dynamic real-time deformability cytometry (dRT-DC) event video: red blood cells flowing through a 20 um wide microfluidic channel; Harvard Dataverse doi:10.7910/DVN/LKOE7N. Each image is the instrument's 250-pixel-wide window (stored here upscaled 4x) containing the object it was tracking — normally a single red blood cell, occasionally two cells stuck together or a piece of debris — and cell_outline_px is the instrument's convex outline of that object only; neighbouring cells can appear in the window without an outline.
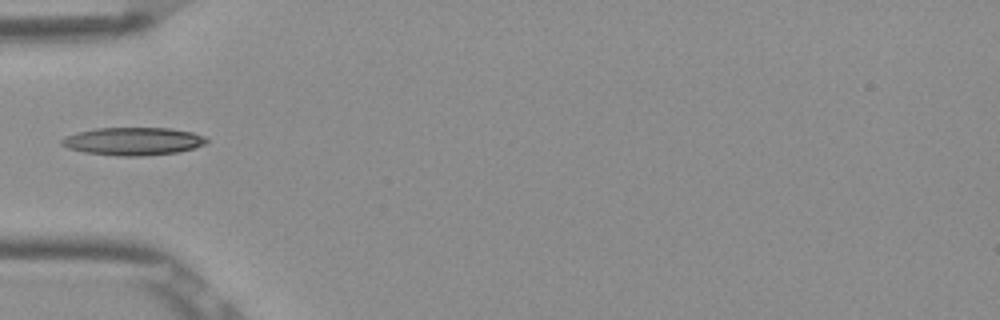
{"species": "Egyptian fruit bat (a non-hibernating species)", "species_latin": "Rousettus aegyptiacus", "temperature_condition": "room temperature", "stored_images_in_passage": 36, "camera_frame_rate_fps": 3000, "um_per_image_px": 0.085, "frame": {"image": 1, "passage_image": 1, "time_ms": 0.0, "image_size_px": [1000, 320], "cell_outline_px": [[208, 144], [180, 152], [144, 156], [116, 156], [84, 152], [68, 148], [60, 144], [60, 140], [64, 136], [76, 132], [96, 128], [168, 128], [192, 132], [204, 136], [208, 140]], "centroid_in_image_um": [11.31, 12.01], "position_along_channel_um": 73.7, "area_um2": 23.81}}
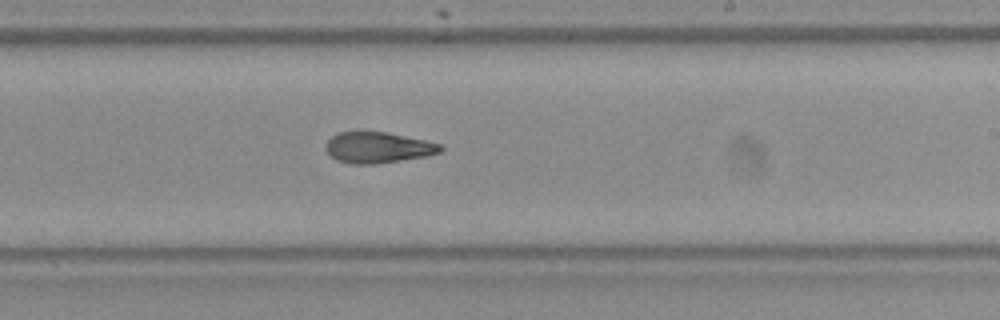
{"frame": {"image": 2, "passage_image": 15, "time_ms": 4.667, "image_size_px": [1000, 320], "cell_outline_px": [[444, 148], [440, 152], [428, 156], [372, 164], [348, 164], [336, 160], [324, 148], [324, 144], [332, 136], [340, 132], [384, 132], [424, 140], [440, 144]], "centroid_in_image_um": [32.1, 12.55], "position_along_channel_um": 256.9, "area_um2": 20.52}}
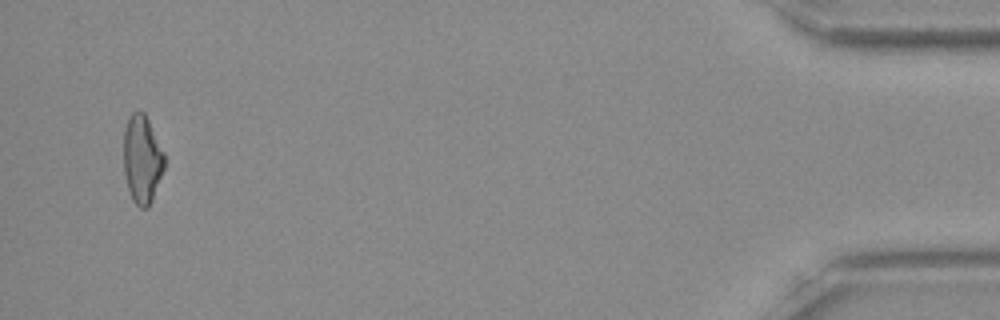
{"frame": {"image": 3, "passage_image": 34, "time_ms": 11.0, "image_size_px": [1000, 320], "cell_outline_px": [[164, 168], [152, 200], [148, 208], [140, 208], [132, 200], [128, 188], [124, 172], [124, 128], [128, 116], [132, 112], [144, 112], [164, 152]], "centroid_in_image_um": [12.07, 13.54], "position_along_channel_um": 423.1, "area_um2": 20.87}, "authors_computed_cell_mechanics": {"area_um2": 21.2993, "velocity_mm_per_s": 3.9096, "shape_relaxation_time_tau1_ms": null, "shape_relaxation_time_tau2_ms": 3.2624, "deformation_change_tau1": null, "deformation_change_tau2": 0.1163}}